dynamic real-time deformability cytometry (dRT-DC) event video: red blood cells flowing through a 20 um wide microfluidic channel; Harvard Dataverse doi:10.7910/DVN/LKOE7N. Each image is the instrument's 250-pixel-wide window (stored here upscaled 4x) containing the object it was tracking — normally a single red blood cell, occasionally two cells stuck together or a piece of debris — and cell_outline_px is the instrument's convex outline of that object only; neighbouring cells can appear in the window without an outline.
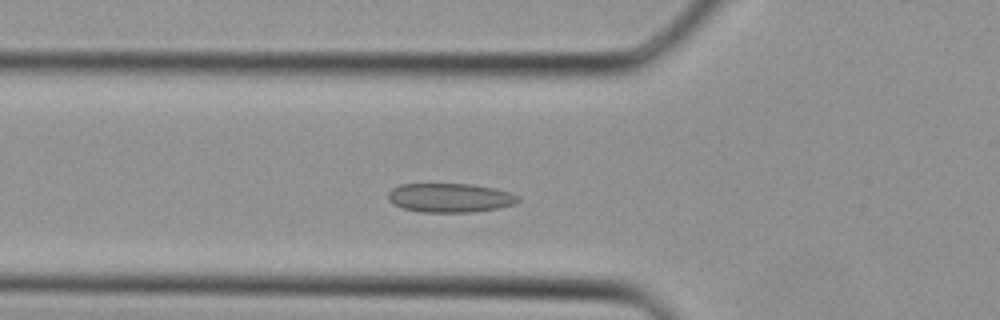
{"species": "Egyptian fruit bat (a non-hibernating species)", "species_latin": "Rousettus aegyptiacus", "temperature_condition": "cold", "stored_images_in_passage": 35, "camera_frame_rate_fps": 3000, "um_per_image_px": 0.085, "animal": {"sex": "female"}, "frame": {"image": 1, "passage_image": 9, "time_ms": 2.667, "image_size_px": [1000, 320], "cell_outline_px": [[520, 200], [516, 204], [496, 208], [472, 212], [420, 212], [404, 208], [392, 204], [388, 200], [388, 192], [392, 188], [400, 184], [472, 184], [492, 188], [508, 192], [520, 196]], "centroid_in_image_um": [38.23, 16.81], "position_along_channel_um": 87.6, "area_um2": 22.02}}
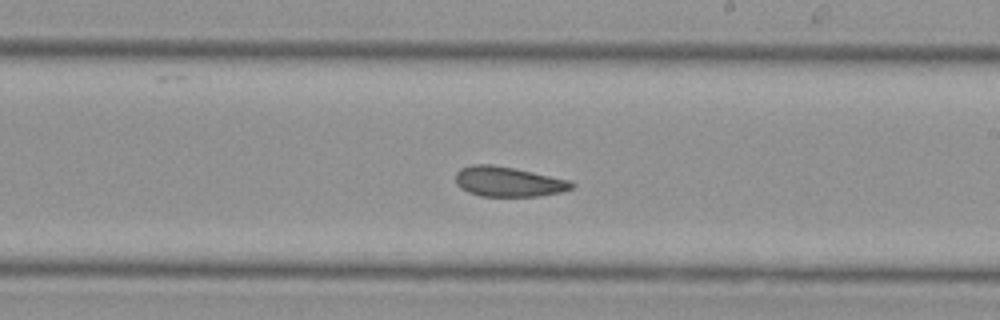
{"frame": {"image": 2, "passage_image": 18, "time_ms": 5.667, "image_size_px": [1000, 320], "cell_outline_px": [[576, 184], [572, 188], [560, 192], [536, 196], [480, 196], [468, 192], [460, 188], [456, 184], [456, 172], [460, 168], [472, 164], [492, 164], [532, 172], [568, 180]], "centroid_in_image_um": [43.15, 15.44], "position_along_channel_um": 245.8, "area_um2": 20.11}}
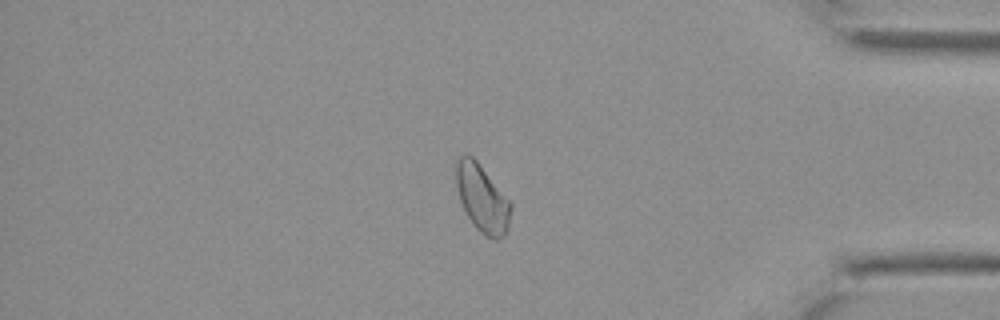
{"frame": {"image": 3, "passage_image": 28, "time_ms": 9.0, "image_size_px": [1000, 320], "cell_outline_px": [[512, 208], [508, 228], [504, 236], [496, 240], [492, 240], [480, 232], [472, 224], [460, 200], [456, 184], [456, 164], [460, 156], [472, 156], [476, 160], [512, 204]], "centroid_in_image_um": [41.0, 16.91], "position_along_channel_um": 394.2, "area_um2": 21.21}}